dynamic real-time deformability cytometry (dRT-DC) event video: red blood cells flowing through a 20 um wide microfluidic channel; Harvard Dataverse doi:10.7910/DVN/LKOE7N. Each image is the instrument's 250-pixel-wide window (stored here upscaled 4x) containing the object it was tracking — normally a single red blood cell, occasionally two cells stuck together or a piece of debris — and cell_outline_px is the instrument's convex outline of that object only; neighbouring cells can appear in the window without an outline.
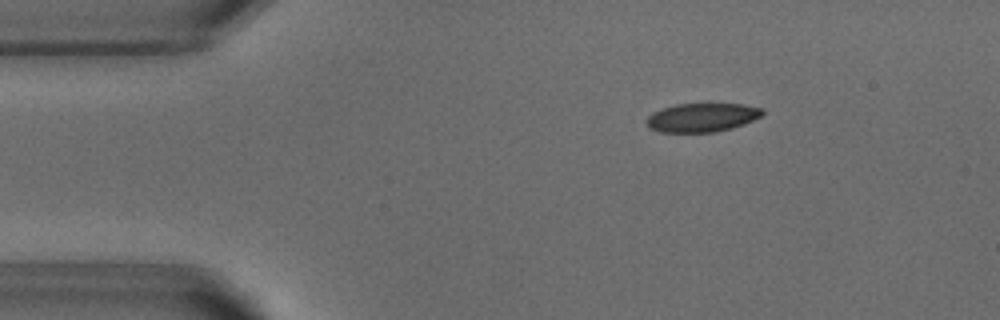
{"species": "common noctule bat (a hibernating species)", "species_latin": "Nyctalus noctula", "temperature_condition": "warm", "stored_images_in_passage": 48, "camera_frame_rate_fps": 3000, "um_per_image_px": 0.085, "animal": {"sex": "male", "body_mass_g": 18.8}, "frame": {"image": 1, "passage_image": 4, "time_ms": 1.0, "image_size_px": [1000, 320], "cell_outline_px": [[764, 112], [760, 116], [744, 124], [732, 128], [716, 132], [660, 132], [652, 128], [644, 120], [652, 112], [676, 104], [740, 104], [764, 108]], "centroid_in_image_um": [59.67, 9.98], "position_along_channel_um": 25.3, "area_um2": 19.31}}
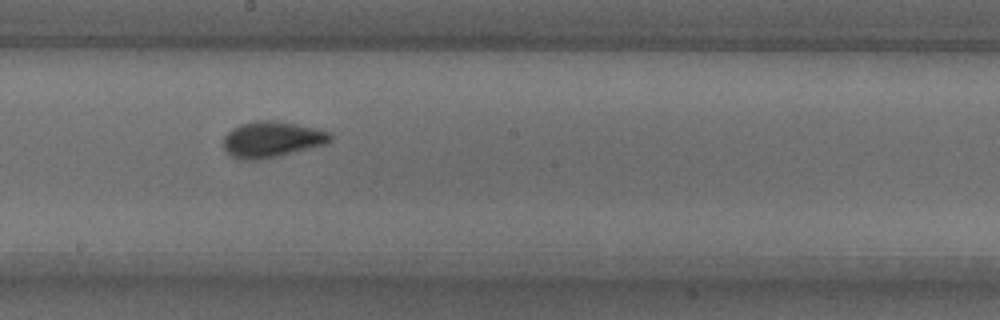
{"frame": {"image": 2, "passage_image": 24, "time_ms": 7.667, "image_size_px": [1000, 320], "cell_outline_px": [[332, 140], [328, 144], [280, 156], [256, 160], [244, 160], [232, 156], [224, 148], [224, 136], [232, 128], [240, 124], [256, 120], [276, 120], [320, 128], [332, 132]], "centroid_in_image_um": [23.18, 11.83], "position_along_channel_um": 225.0, "area_um2": 22.83}}
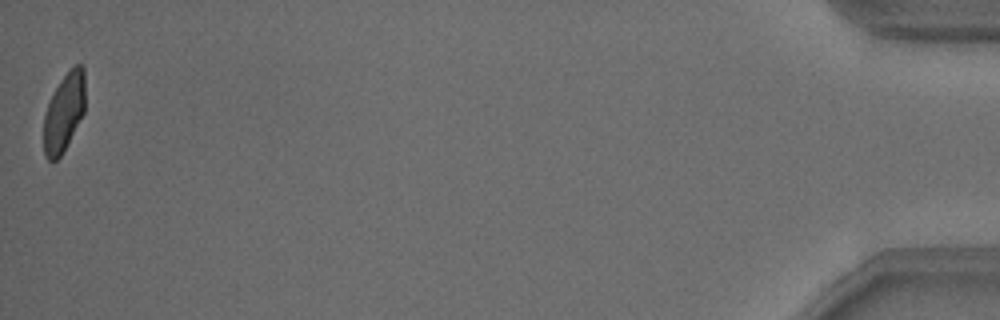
{"frame": {"image": 3, "passage_image": 48, "time_ms": 15.667, "image_size_px": [1000, 320], "cell_outline_px": [[84, 112], [60, 156], [56, 160], [48, 160], [44, 156], [44, 116], [48, 104], [60, 80], [76, 64], [80, 64], [84, 68]], "centroid_in_image_um": [5.43, 9.55], "position_along_channel_um": 429.8, "area_um2": 18.38}, "authors_computed_cell_mechanics": {"area_um2": 20.8947, "velocity_mm_per_s": 3.8152, "shape_relaxation_time_tau1_ms": 3.628, "shape_relaxation_time_tau2_ms": null, "deformation_change_tau1": 0.1429, "deformation_change_tau2": null}}